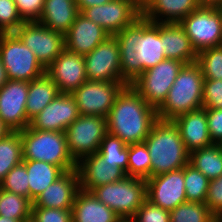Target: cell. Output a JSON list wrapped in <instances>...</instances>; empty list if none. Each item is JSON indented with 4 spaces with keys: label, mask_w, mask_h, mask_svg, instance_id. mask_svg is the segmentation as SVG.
I'll list each match as a JSON object with an SVG mask.
<instances>
[{
    "label": "cell",
    "mask_w": 222,
    "mask_h": 222,
    "mask_svg": "<svg viewBox=\"0 0 222 222\" xmlns=\"http://www.w3.org/2000/svg\"><path fill=\"white\" fill-rule=\"evenodd\" d=\"M113 36L119 45L122 81L126 85L166 59L159 23L151 22L142 15Z\"/></svg>",
    "instance_id": "obj_1"
},
{
    "label": "cell",
    "mask_w": 222,
    "mask_h": 222,
    "mask_svg": "<svg viewBox=\"0 0 222 222\" xmlns=\"http://www.w3.org/2000/svg\"><path fill=\"white\" fill-rule=\"evenodd\" d=\"M157 120V110L127 85L117 95L107 116V131L126 145L141 143Z\"/></svg>",
    "instance_id": "obj_2"
},
{
    "label": "cell",
    "mask_w": 222,
    "mask_h": 222,
    "mask_svg": "<svg viewBox=\"0 0 222 222\" xmlns=\"http://www.w3.org/2000/svg\"><path fill=\"white\" fill-rule=\"evenodd\" d=\"M143 142L151 157V177L182 169L189 163L190 153L173 121L158 119Z\"/></svg>",
    "instance_id": "obj_3"
},
{
    "label": "cell",
    "mask_w": 222,
    "mask_h": 222,
    "mask_svg": "<svg viewBox=\"0 0 222 222\" xmlns=\"http://www.w3.org/2000/svg\"><path fill=\"white\" fill-rule=\"evenodd\" d=\"M204 77L197 62L184 64L163 104L157 109L158 119L173 121L180 115L202 107Z\"/></svg>",
    "instance_id": "obj_4"
},
{
    "label": "cell",
    "mask_w": 222,
    "mask_h": 222,
    "mask_svg": "<svg viewBox=\"0 0 222 222\" xmlns=\"http://www.w3.org/2000/svg\"><path fill=\"white\" fill-rule=\"evenodd\" d=\"M23 160L43 161L61 167L65 172L76 170L70 156L65 132L42 131L30 126L21 130Z\"/></svg>",
    "instance_id": "obj_5"
},
{
    "label": "cell",
    "mask_w": 222,
    "mask_h": 222,
    "mask_svg": "<svg viewBox=\"0 0 222 222\" xmlns=\"http://www.w3.org/2000/svg\"><path fill=\"white\" fill-rule=\"evenodd\" d=\"M92 194L121 219L132 218L146 197V180L125 176L117 182L94 188Z\"/></svg>",
    "instance_id": "obj_6"
},
{
    "label": "cell",
    "mask_w": 222,
    "mask_h": 222,
    "mask_svg": "<svg viewBox=\"0 0 222 222\" xmlns=\"http://www.w3.org/2000/svg\"><path fill=\"white\" fill-rule=\"evenodd\" d=\"M0 57L8 80L30 82L46 73L36 55L15 33L0 34Z\"/></svg>",
    "instance_id": "obj_7"
},
{
    "label": "cell",
    "mask_w": 222,
    "mask_h": 222,
    "mask_svg": "<svg viewBox=\"0 0 222 222\" xmlns=\"http://www.w3.org/2000/svg\"><path fill=\"white\" fill-rule=\"evenodd\" d=\"M184 63L165 59L142 72L130 85L156 110L163 104L167 94Z\"/></svg>",
    "instance_id": "obj_8"
},
{
    "label": "cell",
    "mask_w": 222,
    "mask_h": 222,
    "mask_svg": "<svg viewBox=\"0 0 222 222\" xmlns=\"http://www.w3.org/2000/svg\"><path fill=\"white\" fill-rule=\"evenodd\" d=\"M179 24L197 54L222 45V8L198 7Z\"/></svg>",
    "instance_id": "obj_9"
},
{
    "label": "cell",
    "mask_w": 222,
    "mask_h": 222,
    "mask_svg": "<svg viewBox=\"0 0 222 222\" xmlns=\"http://www.w3.org/2000/svg\"><path fill=\"white\" fill-rule=\"evenodd\" d=\"M107 133V118L80 115L65 130L70 156L77 163L81 158L97 153Z\"/></svg>",
    "instance_id": "obj_10"
},
{
    "label": "cell",
    "mask_w": 222,
    "mask_h": 222,
    "mask_svg": "<svg viewBox=\"0 0 222 222\" xmlns=\"http://www.w3.org/2000/svg\"><path fill=\"white\" fill-rule=\"evenodd\" d=\"M143 1L112 0L106 4L84 8L80 13L113 36L141 16Z\"/></svg>",
    "instance_id": "obj_11"
},
{
    "label": "cell",
    "mask_w": 222,
    "mask_h": 222,
    "mask_svg": "<svg viewBox=\"0 0 222 222\" xmlns=\"http://www.w3.org/2000/svg\"><path fill=\"white\" fill-rule=\"evenodd\" d=\"M125 86L124 82L86 80L71 94L76 100L80 115L107 118L117 95Z\"/></svg>",
    "instance_id": "obj_12"
},
{
    "label": "cell",
    "mask_w": 222,
    "mask_h": 222,
    "mask_svg": "<svg viewBox=\"0 0 222 222\" xmlns=\"http://www.w3.org/2000/svg\"><path fill=\"white\" fill-rule=\"evenodd\" d=\"M14 33L36 55L45 69L65 48L63 34L37 21H25Z\"/></svg>",
    "instance_id": "obj_13"
},
{
    "label": "cell",
    "mask_w": 222,
    "mask_h": 222,
    "mask_svg": "<svg viewBox=\"0 0 222 222\" xmlns=\"http://www.w3.org/2000/svg\"><path fill=\"white\" fill-rule=\"evenodd\" d=\"M87 80L123 82L119 45L114 36L108 37L84 55Z\"/></svg>",
    "instance_id": "obj_14"
},
{
    "label": "cell",
    "mask_w": 222,
    "mask_h": 222,
    "mask_svg": "<svg viewBox=\"0 0 222 222\" xmlns=\"http://www.w3.org/2000/svg\"><path fill=\"white\" fill-rule=\"evenodd\" d=\"M146 197L162 209L171 211L187 201L184 186V167L146 180Z\"/></svg>",
    "instance_id": "obj_15"
},
{
    "label": "cell",
    "mask_w": 222,
    "mask_h": 222,
    "mask_svg": "<svg viewBox=\"0 0 222 222\" xmlns=\"http://www.w3.org/2000/svg\"><path fill=\"white\" fill-rule=\"evenodd\" d=\"M27 96V81L8 80L0 89V118L11 131H21L29 126Z\"/></svg>",
    "instance_id": "obj_16"
},
{
    "label": "cell",
    "mask_w": 222,
    "mask_h": 222,
    "mask_svg": "<svg viewBox=\"0 0 222 222\" xmlns=\"http://www.w3.org/2000/svg\"><path fill=\"white\" fill-rule=\"evenodd\" d=\"M79 116L78 105L73 95L60 93L30 120L29 126L42 131L65 132Z\"/></svg>",
    "instance_id": "obj_17"
},
{
    "label": "cell",
    "mask_w": 222,
    "mask_h": 222,
    "mask_svg": "<svg viewBox=\"0 0 222 222\" xmlns=\"http://www.w3.org/2000/svg\"><path fill=\"white\" fill-rule=\"evenodd\" d=\"M46 74L60 93H72L87 80L84 56L64 48L46 68Z\"/></svg>",
    "instance_id": "obj_18"
},
{
    "label": "cell",
    "mask_w": 222,
    "mask_h": 222,
    "mask_svg": "<svg viewBox=\"0 0 222 222\" xmlns=\"http://www.w3.org/2000/svg\"><path fill=\"white\" fill-rule=\"evenodd\" d=\"M80 189L91 192L94 188L117 182L126 176L119 167H112L97 153L85 156L76 163Z\"/></svg>",
    "instance_id": "obj_19"
},
{
    "label": "cell",
    "mask_w": 222,
    "mask_h": 222,
    "mask_svg": "<svg viewBox=\"0 0 222 222\" xmlns=\"http://www.w3.org/2000/svg\"><path fill=\"white\" fill-rule=\"evenodd\" d=\"M79 190L77 170L67 171L33 201L32 207L72 209Z\"/></svg>",
    "instance_id": "obj_20"
},
{
    "label": "cell",
    "mask_w": 222,
    "mask_h": 222,
    "mask_svg": "<svg viewBox=\"0 0 222 222\" xmlns=\"http://www.w3.org/2000/svg\"><path fill=\"white\" fill-rule=\"evenodd\" d=\"M111 35L79 13L64 35L65 48L79 55H86Z\"/></svg>",
    "instance_id": "obj_21"
},
{
    "label": "cell",
    "mask_w": 222,
    "mask_h": 222,
    "mask_svg": "<svg viewBox=\"0 0 222 222\" xmlns=\"http://www.w3.org/2000/svg\"><path fill=\"white\" fill-rule=\"evenodd\" d=\"M189 153L212 143L207 125L206 108L192 110L173 120Z\"/></svg>",
    "instance_id": "obj_22"
},
{
    "label": "cell",
    "mask_w": 222,
    "mask_h": 222,
    "mask_svg": "<svg viewBox=\"0 0 222 222\" xmlns=\"http://www.w3.org/2000/svg\"><path fill=\"white\" fill-rule=\"evenodd\" d=\"M198 7L196 0H144L141 15L155 23H179Z\"/></svg>",
    "instance_id": "obj_23"
},
{
    "label": "cell",
    "mask_w": 222,
    "mask_h": 222,
    "mask_svg": "<svg viewBox=\"0 0 222 222\" xmlns=\"http://www.w3.org/2000/svg\"><path fill=\"white\" fill-rule=\"evenodd\" d=\"M159 34L166 59L184 64L197 62V52L179 23H159Z\"/></svg>",
    "instance_id": "obj_24"
},
{
    "label": "cell",
    "mask_w": 222,
    "mask_h": 222,
    "mask_svg": "<svg viewBox=\"0 0 222 222\" xmlns=\"http://www.w3.org/2000/svg\"><path fill=\"white\" fill-rule=\"evenodd\" d=\"M72 222H118L121 218L94 194L80 189L75 197Z\"/></svg>",
    "instance_id": "obj_25"
},
{
    "label": "cell",
    "mask_w": 222,
    "mask_h": 222,
    "mask_svg": "<svg viewBox=\"0 0 222 222\" xmlns=\"http://www.w3.org/2000/svg\"><path fill=\"white\" fill-rule=\"evenodd\" d=\"M75 0H44L41 25L65 35L79 14Z\"/></svg>",
    "instance_id": "obj_26"
},
{
    "label": "cell",
    "mask_w": 222,
    "mask_h": 222,
    "mask_svg": "<svg viewBox=\"0 0 222 222\" xmlns=\"http://www.w3.org/2000/svg\"><path fill=\"white\" fill-rule=\"evenodd\" d=\"M27 170L29 199L33 202L49 185L60 178L65 171L56 165L35 160L22 161Z\"/></svg>",
    "instance_id": "obj_27"
},
{
    "label": "cell",
    "mask_w": 222,
    "mask_h": 222,
    "mask_svg": "<svg viewBox=\"0 0 222 222\" xmlns=\"http://www.w3.org/2000/svg\"><path fill=\"white\" fill-rule=\"evenodd\" d=\"M60 92L57 85L45 73L28 82L26 115L29 120L39 114Z\"/></svg>",
    "instance_id": "obj_28"
},
{
    "label": "cell",
    "mask_w": 222,
    "mask_h": 222,
    "mask_svg": "<svg viewBox=\"0 0 222 222\" xmlns=\"http://www.w3.org/2000/svg\"><path fill=\"white\" fill-rule=\"evenodd\" d=\"M189 163L202 172L209 180L222 175V148L220 144H211L192 151Z\"/></svg>",
    "instance_id": "obj_29"
},
{
    "label": "cell",
    "mask_w": 222,
    "mask_h": 222,
    "mask_svg": "<svg viewBox=\"0 0 222 222\" xmlns=\"http://www.w3.org/2000/svg\"><path fill=\"white\" fill-rule=\"evenodd\" d=\"M23 161L20 131H11L0 139V183L8 172Z\"/></svg>",
    "instance_id": "obj_30"
},
{
    "label": "cell",
    "mask_w": 222,
    "mask_h": 222,
    "mask_svg": "<svg viewBox=\"0 0 222 222\" xmlns=\"http://www.w3.org/2000/svg\"><path fill=\"white\" fill-rule=\"evenodd\" d=\"M97 154L112 167H119L128 176V145L119 137L107 133Z\"/></svg>",
    "instance_id": "obj_31"
},
{
    "label": "cell",
    "mask_w": 222,
    "mask_h": 222,
    "mask_svg": "<svg viewBox=\"0 0 222 222\" xmlns=\"http://www.w3.org/2000/svg\"><path fill=\"white\" fill-rule=\"evenodd\" d=\"M33 202L22 195L0 189V215L20 220L31 217Z\"/></svg>",
    "instance_id": "obj_32"
},
{
    "label": "cell",
    "mask_w": 222,
    "mask_h": 222,
    "mask_svg": "<svg viewBox=\"0 0 222 222\" xmlns=\"http://www.w3.org/2000/svg\"><path fill=\"white\" fill-rule=\"evenodd\" d=\"M128 176L145 180L151 177V157L144 142L128 145Z\"/></svg>",
    "instance_id": "obj_33"
},
{
    "label": "cell",
    "mask_w": 222,
    "mask_h": 222,
    "mask_svg": "<svg viewBox=\"0 0 222 222\" xmlns=\"http://www.w3.org/2000/svg\"><path fill=\"white\" fill-rule=\"evenodd\" d=\"M209 179L194 166H184V186L187 201L205 203Z\"/></svg>",
    "instance_id": "obj_34"
},
{
    "label": "cell",
    "mask_w": 222,
    "mask_h": 222,
    "mask_svg": "<svg viewBox=\"0 0 222 222\" xmlns=\"http://www.w3.org/2000/svg\"><path fill=\"white\" fill-rule=\"evenodd\" d=\"M205 203L186 201L170 211V222H214Z\"/></svg>",
    "instance_id": "obj_35"
},
{
    "label": "cell",
    "mask_w": 222,
    "mask_h": 222,
    "mask_svg": "<svg viewBox=\"0 0 222 222\" xmlns=\"http://www.w3.org/2000/svg\"><path fill=\"white\" fill-rule=\"evenodd\" d=\"M204 79L222 80V45L211 47L197 54Z\"/></svg>",
    "instance_id": "obj_36"
},
{
    "label": "cell",
    "mask_w": 222,
    "mask_h": 222,
    "mask_svg": "<svg viewBox=\"0 0 222 222\" xmlns=\"http://www.w3.org/2000/svg\"><path fill=\"white\" fill-rule=\"evenodd\" d=\"M0 189L29 198L26 166L23 162L14 166L0 183Z\"/></svg>",
    "instance_id": "obj_37"
},
{
    "label": "cell",
    "mask_w": 222,
    "mask_h": 222,
    "mask_svg": "<svg viewBox=\"0 0 222 222\" xmlns=\"http://www.w3.org/2000/svg\"><path fill=\"white\" fill-rule=\"evenodd\" d=\"M24 22L14 0H0V34L14 33Z\"/></svg>",
    "instance_id": "obj_38"
},
{
    "label": "cell",
    "mask_w": 222,
    "mask_h": 222,
    "mask_svg": "<svg viewBox=\"0 0 222 222\" xmlns=\"http://www.w3.org/2000/svg\"><path fill=\"white\" fill-rule=\"evenodd\" d=\"M132 220L134 222H170V211L146 199L133 215Z\"/></svg>",
    "instance_id": "obj_39"
},
{
    "label": "cell",
    "mask_w": 222,
    "mask_h": 222,
    "mask_svg": "<svg viewBox=\"0 0 222 222\" xmlns=\"http://www.w3.org/2000/svg\"><path fill=\"white\" fill-rule=\"evenodd\" d=\"M202 107L222 109V80L204 79Z\"/></svg>",
    "instance_id": "obj_40"
},
{
    "label": "cell",
    "mask_w": 222,
    "mask_h": 222,
    "mask_svg": "<svg viewBox=\"0 0 222 222\" xmlns=\"http://www.w3.org/2000/svg\"><path fill=\"white\" fill-rule=\"evenodd\" d=\"M31 218L35 222H72L71 209L32 207Z\"/></svg>",
    "instance_id": "obj_41"
},
{
    "label": "cell",
    "mask_w": 222,
    "mask_h": 222,
    "mask_svg": "<svg viewBox=\"0 0 222 222\" xmlns=\"http://www.w3.org/2000/svg\"><path fill=\"white\" fill-rule=\"evenodd\" d=\"M205 204L215 217L222 212V175L209 181Z\"/></svg>",
    "instance_id": "obj_42"
},
{
    "label": "cell",
    "mask_w": 222,
    "mask_h": 222,
    "mask_svg": "<svg viewBox=\"0 0 222 222\" xmlns=\"http://www.w3.org/2000/svg\"><path fill=\"white\" fill-rule=\"evenodd\" d=\"M18 14L24 21H37L43 11L44 0H14Z\"/></svg>",
    "instance_id": "obj_43"
},
{
    "label": "cell",
    "mask_w": 222,
    "mask_h": 222,
    "mask_svg": "<svg viewBox=\"0 0 222 222\" xmlns=\"http://www.w3.org/2000/svg\"><path fill=\"white\" fill-rule=\"evenodd\" d=\"M207 125L213 144L222 143V109L206 108Z\"/></svg>",
    "instance_id": "obj_44"
},
{
    "label": "cell",
    "mask_w": 222,
    "mask_h": 222,
    "mask_svg": "<svg viewBox=\"0 0 222 222\" xmlns=\"http://www.w3.org/2000/svg\"><path fill=\"white\" fill-rule=\"evenodd\" d=\"M110 1L112 0H75L76 5L78 6L79 12H81L84 8L106 4Z\"/></svg>",
    "instance_id": "obj_45"
},
{
    "label": "cell",
    "mask_w": 222,
    "mask_h": 222,
    "mask_svg": "<svg viewBox=\"0 0 222 222\" xmlns=\"http://www.w3.org/2000/svg\"><path fill=\"white\" fill-rule=\"evenodd\" d=\"M199 7L222 8V0H196Z\"/></svg>",
    "instance_id": "obj_46"
},
{
    "label": "cell",
    "mask_w": 222,
    "mask_h": 222,
    "mask_svg": "<svg viewBox=\"0 0 222 222\" xmlns=\"http://www.w3.org/2000/svg\"><path fill=\"white\" fill-rule=\"evenodd\" d=\"M8 81L6 68L4 67V64L0 57V89L6 84Z\"/></svg>",
    "instance_id": "obj_47"
},
{
    "label": "cell",
    "mask_w": 222,
    "mask_h": 222,
    "mask_svg": "<svg viewBox=\"0 0 222 222\" xmlns=\"http://www.w3.org/2000/svg\"><path fill=\"white\" fill-rule=\"evenodd\" d=\"M11 130L3 123V120L0 118V139L5 137Z\"/></svg>",
    "instance_id": "obj_48"
},
{
    "label": "cell",
    "mask_w": 222,
    "mask_h": 222,
    "mask_svg": "<svg viewBox=\"0 0 222 222\" xmlns=\"http://www.w3.org/2000/svg\"><path fill=\"white\" fill-rule=\"evenodd\" d=\"M0 222H21V221L9 217H3L0 215Z\"/></svg>",
    "instance_id": "obj_49"
},
{
    "label": "cell",
    "mask_w": 222,
    "mask_h": 222,
    "mask_svg": "<svg viewBox=\"0 0 222 222\" xmlns=\"http://www.w3.org/2000/svg\"><path fill=\"white\" fill-rule=\"evenodd\" d=\"M217 222H222V212L215 217Z\"/></svg>",
    "instance_id": "obj_50"
},
{
    "label": "cell",
    "mask_w": 222,
    "mask_h": 222,
    "mask_svg": "<svg viewBox=\"0 0 222 222\" xmlns=\"http://www.w3.org/2000/svg\"><path fill=\"white\" fill-rule=\"evenodd\" d=\"M118 222H134L132 220V218H124V219H120Z\"/></svg>",
    "instance_id": "obj_51"
},
{
    "label": "cell",
    "mask_w": 222,
    "mask_h": 222,
    "mask_svg": "<svg viewBox=\"0 0 222 222\" xmlns=\"http://www.w3.org/2000/svg\"><path fill=\"white\" fill-rule=\"evenodd\" d=\"M22 222H35V221L30 217L29 219L24 220V221H22Z\"/></svg>",
    "instance_id": "obj_52"
}]
</instances>
